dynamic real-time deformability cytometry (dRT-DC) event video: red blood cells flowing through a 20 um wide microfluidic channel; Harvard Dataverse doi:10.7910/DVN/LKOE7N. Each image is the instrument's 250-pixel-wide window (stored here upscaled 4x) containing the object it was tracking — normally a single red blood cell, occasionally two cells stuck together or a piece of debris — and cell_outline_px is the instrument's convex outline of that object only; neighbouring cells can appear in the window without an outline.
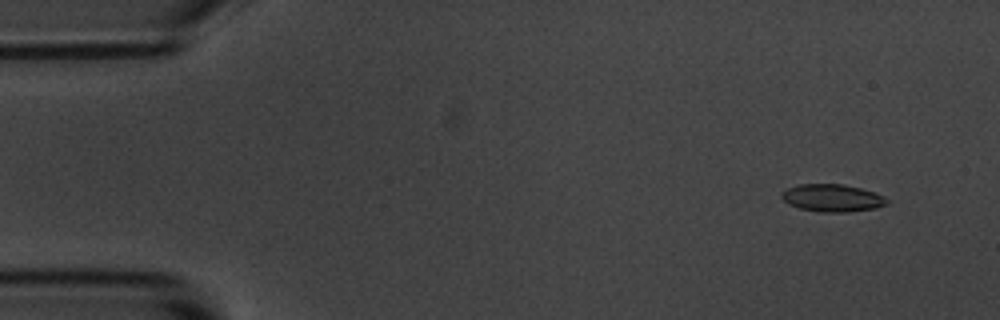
{"species": "common noctule bat (a hibernating species)", "species_latin": "Nyctalus noctula", "temperature_condition": "room temperature", "stored_images_in_passage": 5, "camera_frame_rate_fps": 3000, "um_per_image_px": 0.085, "animal": {"sex": "male", "body_mass_g": 20.1, "forearm_length_mm": 53.5}, "frame": {"image": 1, "passage_image": 2, "time_ms": 0.333, "image_size_px": [1000, 320], "cell_outline_px": [[888, 204], [876, 208], [848, 212], [820, 212], [800, 208], [788, 204], [780, 196], [780, 192], [788, 188], [800, 184], [844, 184], [860, 188], [884, 196], [888, 200]], "centroid_in_image_um": [70.73, 16.83], "position_along_channel_um": 14.3, "area_um2": 16.88}}
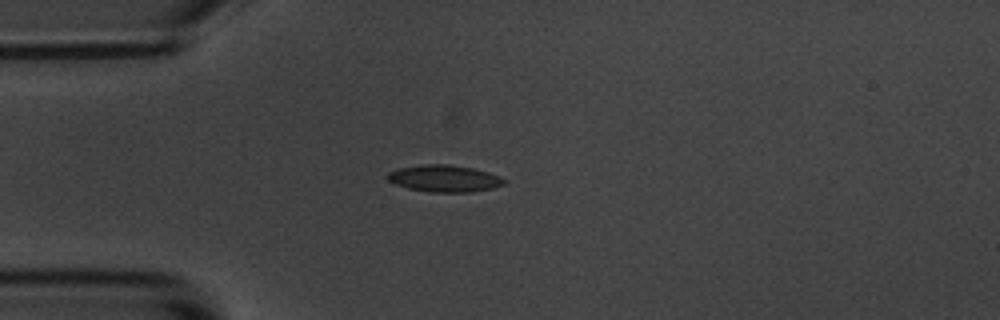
{"frame": {"image": 2, "passage_image": 4, "time_ms": 1.0, "image_size_px": [1000, 320], "cell_outline_px": [[508, 180], [504, 184], [492, 188], [472, 192], [432, 192], [408, 188], [396, 184], [388, 180], [388, 172], [400, 168], [420, 164], [448, 164], [472, 168], [488, 172], [500, 176]], "centroid_in_image_um": [37.8, 15.17], "position_along_channel_um": 47.2, "area_um2": 18.21}}